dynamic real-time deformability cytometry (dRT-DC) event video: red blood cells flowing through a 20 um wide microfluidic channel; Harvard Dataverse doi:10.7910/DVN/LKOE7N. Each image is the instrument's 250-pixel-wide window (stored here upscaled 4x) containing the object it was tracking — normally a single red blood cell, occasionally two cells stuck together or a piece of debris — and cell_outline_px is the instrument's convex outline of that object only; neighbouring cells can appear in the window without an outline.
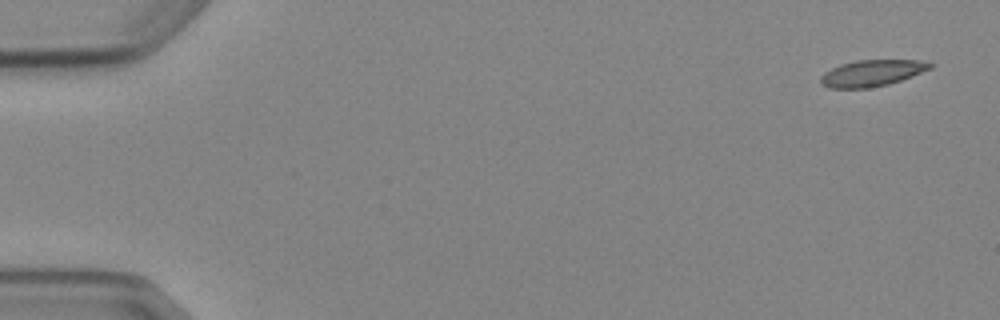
{"species": "Egyptian fruit bat (a non-hibernating species)", "species_latin": "Rousettus aegyptiacus", "temperature_condition": "cold", "stored_images_in_passage": 4, "camera_frame_rate_fps": 3000, "um_per_image_px": 0.085, "animal": {"sex": "female"}, "frame": {"image": 1, "passage_image": 1, "time_ms": 0.0, "image_size_px": [1000, 320], "cell_outline_px": [[932, 68], [912, 76], [888, 84], [868, 88], [828, 88], [820, 84], [820, 76], [824, 72], [840, 64], [856, 60], [920, 60], [932, 64]], "centroid_in_image_um": [74.07, 6.21], "position_along_channel_um": 10.9, "area_um2": 16.82}}
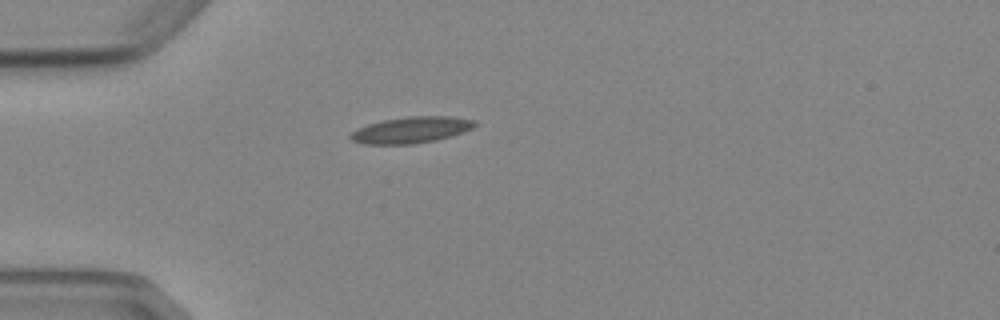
{"frame": {"image": 2, "passage_image": 4, "time_ms": 4.333, "image_size_px": [1000, 320], "cell_outline_px": [[476, 124], [472, 128], [464, 132], [436, 140], [412, 144], [364, 144], [352, 140], [348, 136], [352, 132], [368, 124], [384, 120], [408, 116], [448, 116], [476, 120]], "centroid_in_image_um": [34.97, 11.04], "position_along_channel_um": 50.0, "area_um2": 18.9}}